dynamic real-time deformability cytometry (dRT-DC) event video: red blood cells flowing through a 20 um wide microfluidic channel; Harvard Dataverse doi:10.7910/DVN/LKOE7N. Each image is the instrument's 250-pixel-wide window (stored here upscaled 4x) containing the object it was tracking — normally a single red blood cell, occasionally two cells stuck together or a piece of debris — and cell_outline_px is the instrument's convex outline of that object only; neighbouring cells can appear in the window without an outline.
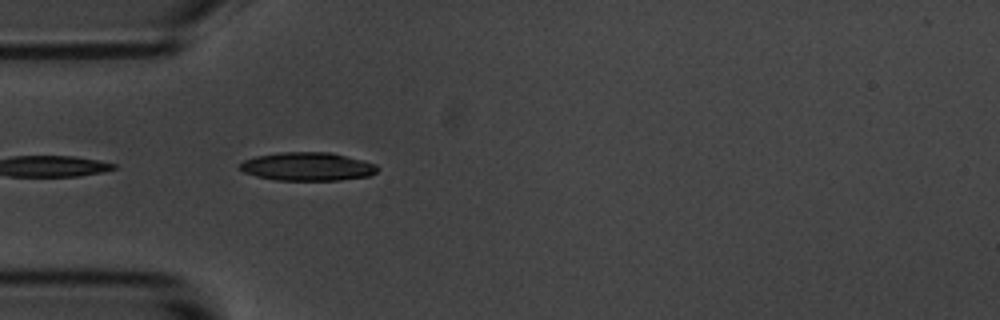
{"species": "common noctule bat (a hibernating species)", "species_latin": "Nyctalus noctula", "temperature_condition": "room temperature", "stored_images_in_passage": 5, "camera_frame_rate_fps": 3000, "um_per_image_px": 0.085, "animal": {"sex": "male", "body_mass_g": 20.1, "forearm_length_mm": 53.5}, "frame": {"image": 1, "passage_image": 5, "time_ms": 4.667, "image_size_px": [1000, 320], "cell_outline_px": [[380, 168], [376, 172], [368, 176], [340, 180], [276, 180], [256, 176], [244, 172], [240, 168], [240, 164], [244, 160], [256, 156], [280, 152], [328, 152], [364, 160], [376, 164]], "centroid_in_image_um": [26.15, 14.15], "position_along_channel_um": 58.8, "area_um2": 22.72}}